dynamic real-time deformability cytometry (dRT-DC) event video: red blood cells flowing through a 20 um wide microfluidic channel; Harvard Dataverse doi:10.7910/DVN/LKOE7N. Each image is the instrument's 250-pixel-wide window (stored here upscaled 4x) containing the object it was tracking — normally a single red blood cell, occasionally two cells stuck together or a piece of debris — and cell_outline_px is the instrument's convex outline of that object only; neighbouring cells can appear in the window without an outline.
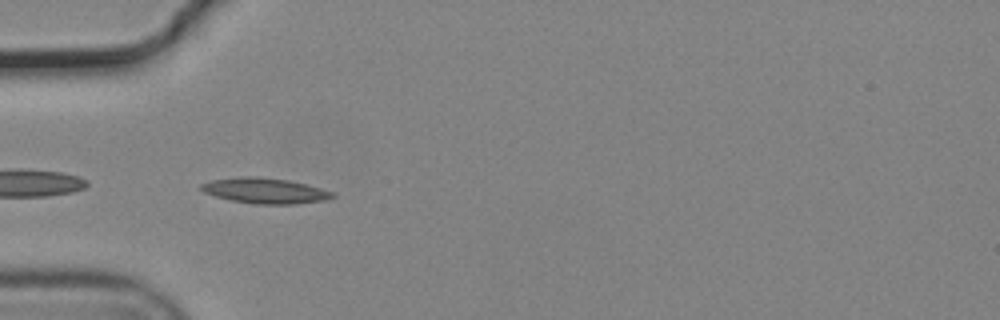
{"species": "common noctule bat (a hibernating species)", "species_latin": "Nyctalus noctula", "temperature_condition": "cold", "stored_images_in_passage": 8, "camera_frame_rate_fps": 3000, "um_per_image_px": 0.085, "animal": {"sex": "male", "body_mass_g": 19.2, "forearm_length_mm": 51.8}, "frame": {"image": 1, "passage_image": 1, "time_ms": 0.0, "image_size_px": [1000, 320], "cell_outline_px": [[336, 196], [324, 200], [292, 204], [256, 204], [232, 200], [216, 196], [204, 192], [200, 188], [200, 184], [212, 180], [244, 176], [256, 176], [288, 180], [320, 188], [332, 192]], "centroid_in_image_um": [22.5, 16.2], "position_along_channel_um": 62.5, "area_um2": 19.19}}
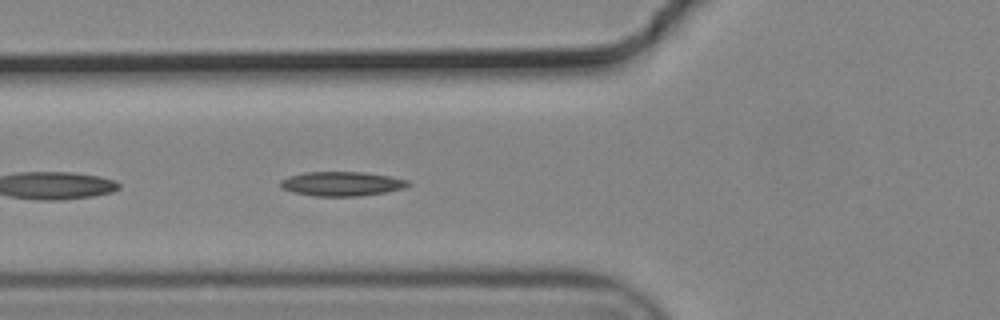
{"frame": {"image": 2, "passage_image": 4, "time_ms": 1.0, "image_size_px": [1000, 320], "cell_outline_px": [[412, 184], [404, 188], [384, 192], [360, 196], [316, 196], [296, 192], [280, 188], [280, 180], [288, 176], [304, 172], [364, 172], [388, 176], [408, 180]], "centroid_in_image_um": [29.04, 15.61], "position_along_channel_um": 96.8, "area_um2": 18.03}}